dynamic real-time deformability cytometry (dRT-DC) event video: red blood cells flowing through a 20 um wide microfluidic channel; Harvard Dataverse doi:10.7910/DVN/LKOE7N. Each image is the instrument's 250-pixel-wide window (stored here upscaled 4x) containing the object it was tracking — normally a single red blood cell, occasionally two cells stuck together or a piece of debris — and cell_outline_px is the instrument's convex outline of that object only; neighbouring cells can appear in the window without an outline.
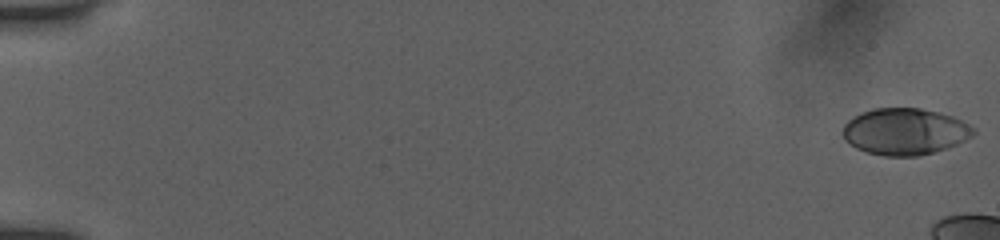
{"species": "human", "species_latin": "Homo sapiens", "temperature_condition": "room temperature", "stored_images_in_passage": 14, "camera_frame_rate_fps": 3000, "um_per_image_px": 0.085, "donor": {"sex": "female"}, "frame": {"image": 1, "passage_image": 1, "time_ms": 0.0, "image_size_px": [1000, 240], "cell_outline_px": [[976, 132], [972, 136], [956, 144], [920, 156], [884, 156], [868, 152], [856, 148], [848, 144], [844, 140], [840, 132], [844, 124], [848, 120], [860, 112], [872, 108], [920, 108], [940, 112], [952, 116], [976, 128]], "centroid_in_image_um": [76.86, 11.17], "position_along_channel_um": 8.1, "area_um2": 35.72}}